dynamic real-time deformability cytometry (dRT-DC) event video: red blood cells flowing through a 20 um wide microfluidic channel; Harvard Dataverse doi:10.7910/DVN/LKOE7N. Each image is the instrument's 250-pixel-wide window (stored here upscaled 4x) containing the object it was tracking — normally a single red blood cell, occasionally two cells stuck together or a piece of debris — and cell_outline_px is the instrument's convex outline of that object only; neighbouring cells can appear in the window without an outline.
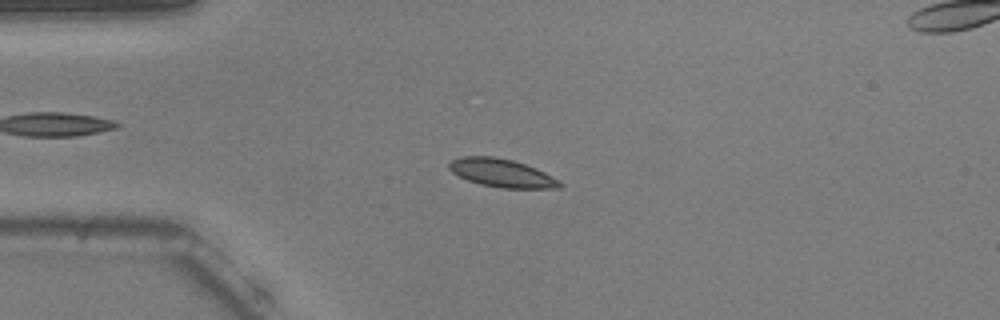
{"species": "common noctule bat (a hibernating species)", "species_latin": "Nyctalus noctula", "temperature_condition": "warm", "stored_images_in_passage": 56, "segment_of_instrument_passage": [1, 2], "camera_frame_rate_fps": 3000, "um_per_image_px": 0.085, "animal": {"sex": "male", "body_mass_g": 20.5, "forearm_length_mm": 52.5}, "frame": {"image": 1, "passage_image": 14, "time_ms": 4.333, "image_size_px": [1000, 320], "cell_outline_px": [[564, 184], [560, 188], [500, 188], [480, 184], [468, 180], [452, 172], [448, 168], [448, 164], [452, 160], [460, 156], [492, 156], [512, 160], [536, 168], [552, 176]], "centroid_in_image_um": [42.64, 14.7], "position_along_channel_um": 42.4, "area_um2": 18.15}}
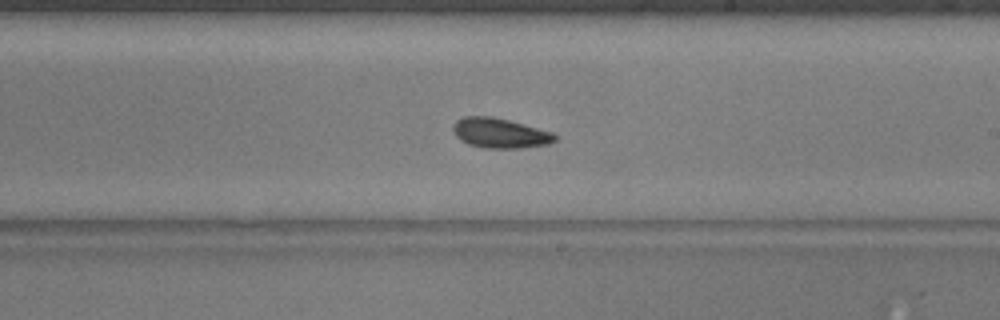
{"frame": {"image": 2, "passage_image": 32, "time_ms": 10.333, "image_size_px": [1000, 320], "cell_outline_px": [[556, 140], [548, 144], [520, 148], [484, 148], [468, 144], [460, 140], [456, 136], [452, 128], [456, 120], [464, 116], [492, 116], [524, 124], [552, 132], [556, 136]], "centroid_in_image_um": [42.47, 11.31], "position_along_channel_um": 246.5, "area_um2": 17.74}}
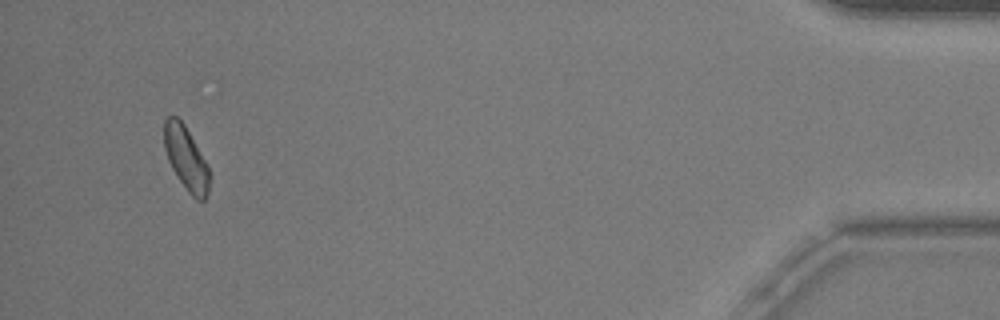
{"frame": {"image": 3, "passage_image": 52, "time_ms": 17.0, "image_size_px": [1000, 320], "cell_outline_px": [[208, 192], [204, 200], [196, 200], [188, 192], [172, 168], [168, 160], [164, 148], [164, 120], [168, 116], [176, 116], [184, 124], [204, 160], [208, 168]], "centroid_in_image_um": [15.77, 13.44], "position_along_channel_um": 419.4, "area_um2": 16.24}}